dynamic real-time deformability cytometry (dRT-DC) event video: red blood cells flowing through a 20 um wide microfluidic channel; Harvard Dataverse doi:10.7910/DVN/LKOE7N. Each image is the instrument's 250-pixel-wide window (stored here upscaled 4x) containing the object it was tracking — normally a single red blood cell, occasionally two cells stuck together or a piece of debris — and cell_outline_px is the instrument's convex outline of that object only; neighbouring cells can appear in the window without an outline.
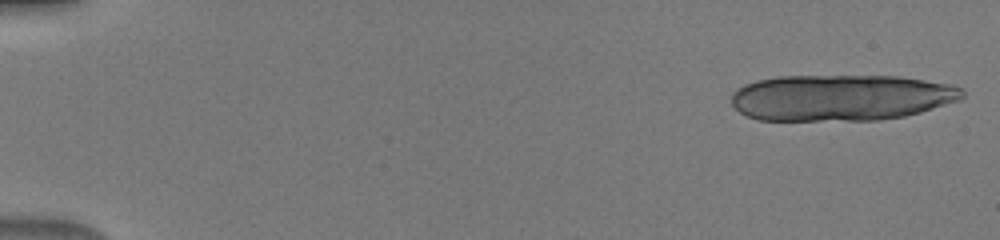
{"species": "human", "species_latin": "Homo sapiens", "temperature_condition": "warm", "stored_images_in_passage": 47, "camera_frame_rate_fps": 3000, "um_per_image_px": 0.085, "donor": {"sex": "male"}, "frame": {"image": 1, "passage_image": 1, "time_ms": 0.0, "image_size_px": [1000, 240], "cell_outline_px": [[964, 96], [960, 100], [920, 112], [904, 116], [876, 120], [760, 120], [748, 116], [740, 112], [732, 104], [732, 92], [736, 88], [744, 84], [756, 80], [780, 76], [900, 76], [952, 84], [964, 88]], "centroid_in_image_um": [71.5, 8.29], "position_along_channel_um": 13.5, "area_um2": 62.54}}